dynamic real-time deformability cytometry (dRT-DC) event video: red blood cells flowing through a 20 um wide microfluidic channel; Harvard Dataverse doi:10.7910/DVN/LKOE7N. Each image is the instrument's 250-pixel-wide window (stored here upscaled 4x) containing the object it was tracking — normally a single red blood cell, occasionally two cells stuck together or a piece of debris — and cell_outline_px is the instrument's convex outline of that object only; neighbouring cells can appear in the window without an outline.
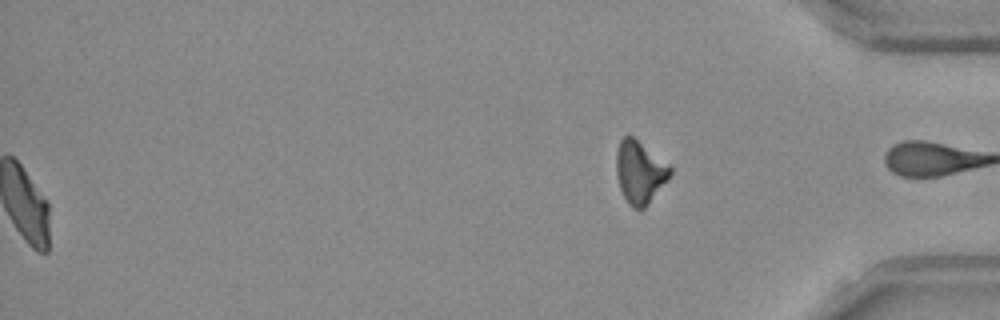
{"species": "Egyptian fruit bat (a non-hibernating species)", "species_latin": "Rousettus aegyptiacus", "temperature_condition": "room temperature", "stored_images_in_passage": 50, "segment_of_instrument_passage": [2, 2], "camera_frame_rate_fps": 3000, "um_per_image_px": 0.085, "frame": {"image": 1, "passage_image": 50, "time_ms": 16.333, "image_size_px": [1000, 320], "cell_outline_px": [[672, 172], [668, 180], [648, 204], [644, 208], [632, 208], [628, 204], [620, 188], [616, 176], [616, 152], [620, 140], [628, 132], [672, 164]], "centroid_in_image_um": [54.41, 14.57], "position_along_channel_um": 380.8, "area_um2": 20.23}}